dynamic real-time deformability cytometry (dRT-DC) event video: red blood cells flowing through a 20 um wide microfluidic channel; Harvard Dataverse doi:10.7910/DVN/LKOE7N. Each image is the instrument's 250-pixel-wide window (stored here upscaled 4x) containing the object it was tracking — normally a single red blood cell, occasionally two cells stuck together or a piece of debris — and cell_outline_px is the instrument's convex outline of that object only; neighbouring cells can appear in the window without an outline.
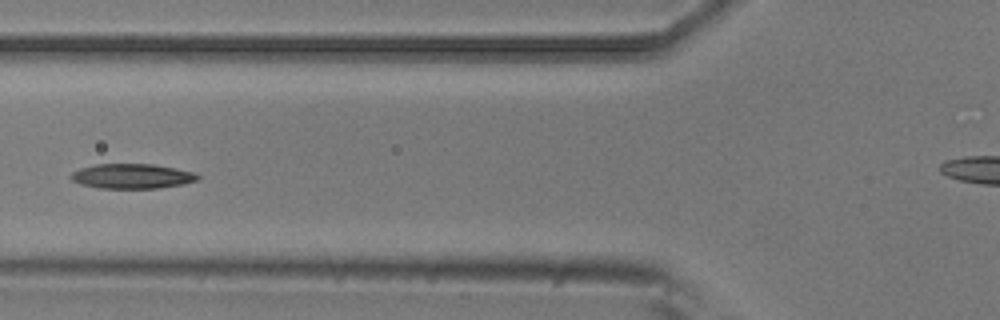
{"species": "common noctule bat (a hibernating species)", "species_latin": "Nyctalus noctula", "temperature_condition": "room temperature", "stored_images_in_passage": 6, "camera_frame_rate_fps": 3000, "um_per_image_px": 0.085, "animal": {"sex": "male", "body_mass_g": 20.5, "forearm_length_mm": 52.5}, "frame": {"image": 1, "passage_image": 6, "time_ms": 1.667, "image_size_px": [1000, 320], "cell_outline_px": [[200, 176], [196, 180], [184, 184], [156, 188], [100, 188], [80, 184], [72, 180], [68, 176], [72, 172], [80, 168], [96, 164], [152, 164], [176, 168], [196, 172]], "centroid_in_image_um": [11.21, 14.97], "position_along_channel_um": 114.6, "area_um2": 18.38}}